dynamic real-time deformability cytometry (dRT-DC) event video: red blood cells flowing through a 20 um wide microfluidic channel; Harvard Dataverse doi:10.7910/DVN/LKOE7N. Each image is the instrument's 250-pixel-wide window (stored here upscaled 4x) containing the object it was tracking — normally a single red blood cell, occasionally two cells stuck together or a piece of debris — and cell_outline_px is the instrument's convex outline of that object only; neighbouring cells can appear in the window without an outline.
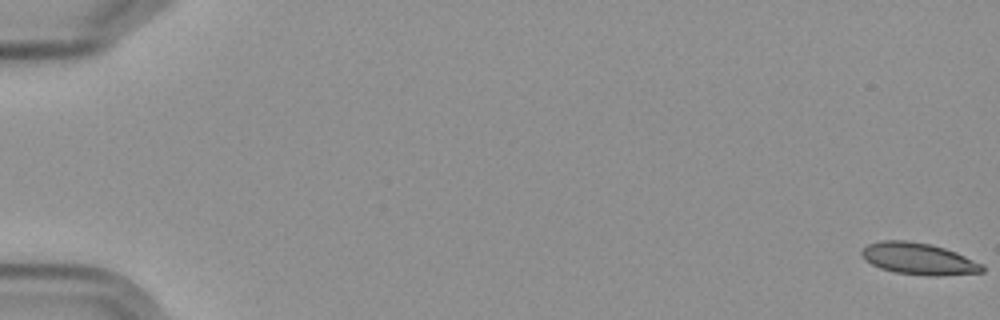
{"species": "Egyptian fruit bat (a non-hibernating species)", "species_latin": "Rousettus aegyptiacus", "temperature_condition": "cold", "stored_images_in_passage": 6, "camera_frame_rate_fps": 3000, "um_per_image_px": 0.085, "frame": {"image": 1, "passage_image": 1, "time_ms": 0.0, "image_size_px": [1000, 320], "cell_outline_px": [[984, 272], [940, 276], [928, 276], [896, 272], [880, 268], [864, 260], [860, 252], [868, 244], [884, 240], [904, 240], [928, 244], [944, 248], [956, 252], [984, 264]], "centroid_in_image_um": [78.1, 22.0], "position_along_channel_um": 6.9, "area_um2": 22.25}}
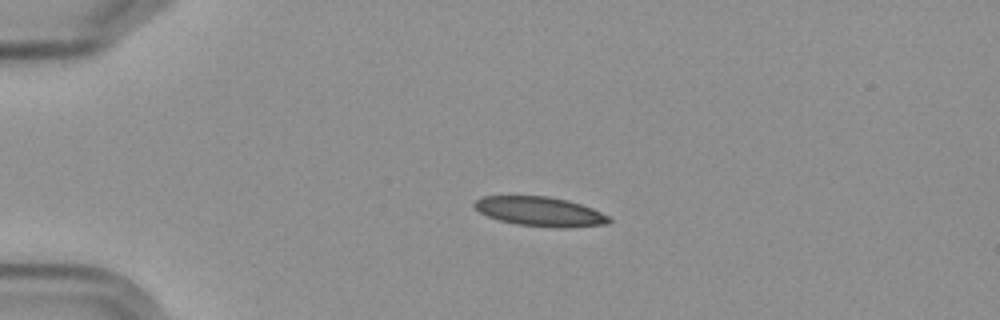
{"frame": {"image": 2, "passage_image": 5, "time_ms": 4.667, "image_size_px": [1000, 320], "cell_outline_px": [[612, 220], [608, 224], [560, 228], [556, 228], [516, 224], [500, 220], [488, 216], [480, 212], [472, 204], [476, 200], [484, 196], [548, 196], [568, 200], [592, 208], [608, 216]], "centroid_in_image_um": [45.91, 17.98], "position_along_channel_um": 39.1, "area_um2": 22.95}}